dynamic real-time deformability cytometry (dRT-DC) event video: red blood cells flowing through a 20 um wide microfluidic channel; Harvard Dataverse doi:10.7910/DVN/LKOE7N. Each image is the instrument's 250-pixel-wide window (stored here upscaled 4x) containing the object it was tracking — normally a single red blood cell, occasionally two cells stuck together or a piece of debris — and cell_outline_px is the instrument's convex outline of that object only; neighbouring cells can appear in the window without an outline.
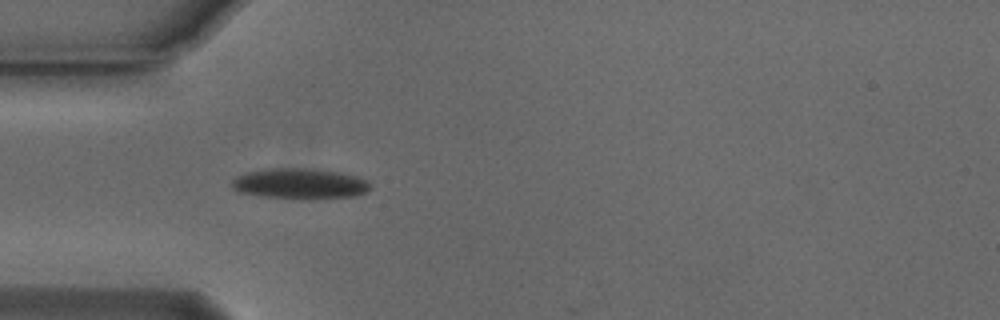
{"species": "Egyptian fruit bat (a non-hibernating species)", "species_latin": "Rousettus aegyptiacus", "temperature_condition": "cold", "stored_images_in_passage": 3, "camera_frame_rate_fps": 3000, "um_per_image_px": 0.085, "animal": {"sex": "male"}, "frame": {"image": 1, "passage_image": 1, "time_ms": 0.0, "image_size_px": [1000, 320], "cell_outline_px": [[372, 188], [356, 196], [300, 200], [292, 200], [264, 196], [240, 192], [232, 188], [232, 180], [236, 176], [248, 172], [272, 168], [304, 168], [336, 172], [352, 176], [364, 180]], "centroid_in_image_um": [25.44, 15.64], "position_along_channel_um": 59.6, "area_um2": 24.51}}